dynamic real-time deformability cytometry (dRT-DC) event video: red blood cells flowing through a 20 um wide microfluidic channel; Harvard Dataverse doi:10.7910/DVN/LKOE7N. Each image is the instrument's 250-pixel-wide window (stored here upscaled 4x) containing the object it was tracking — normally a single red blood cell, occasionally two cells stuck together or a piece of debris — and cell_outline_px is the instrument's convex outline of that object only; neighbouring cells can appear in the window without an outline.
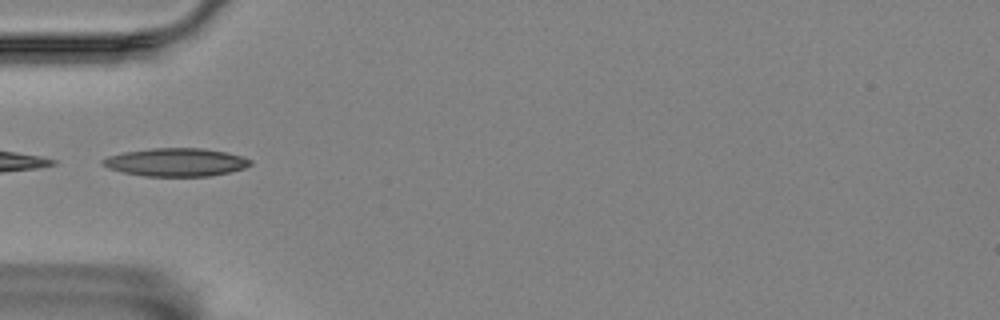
{"species": "Egyptian fruit bat (a non-hibernating species)", "species_latin": "Rousettus aegyptiacus", "temperature_condition": "room temperature", "stored_images_in_passage": 11, "camera_frame_rate_fps": 3000, "um_per_image_px": 0.085, "animal": {"sex": "female"}, "frame": {"image": 1, "passage_image": 5, "time_ms": 5.667, "image_size_px": [1000, 320], "cell_outline_px": [[252, 164], [244, 168], [228, 172], [208, 176], [144, 176], [124, 172], [108, 168], [100, 164], [100, 160], [108, 156], [124, 152], [152, 148], [204, 148], [228, 152], [252, 160]], "centroid_in_image_um": [14.94, 13.78], "position_along_channel_um": 70.1, "area_um2": 24.22}}
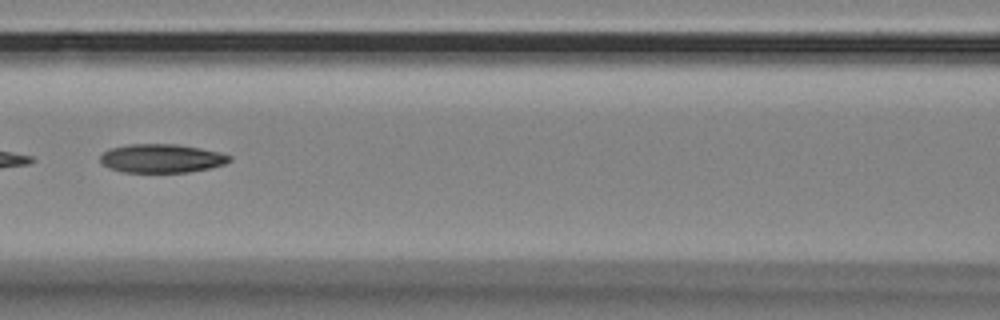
{"frame": {"image": 2, "passage_image": 7, "time_ms": 8.0, "image_size_px": [1000, 320], "cell_outline_px": [[232, 160], [224, 164], [208, 168], [188, 172], [120, 172], [108, 168], [100, 164], [100, 156], [104, 152], [112, 148], [128, 144], [176, 144], [200, 148], [220, 152], [232, 156]], "centroid_in_image_um": [13.71, 13.46], "position_along_channel_um": 152.9, "area_um2": 21.68}}
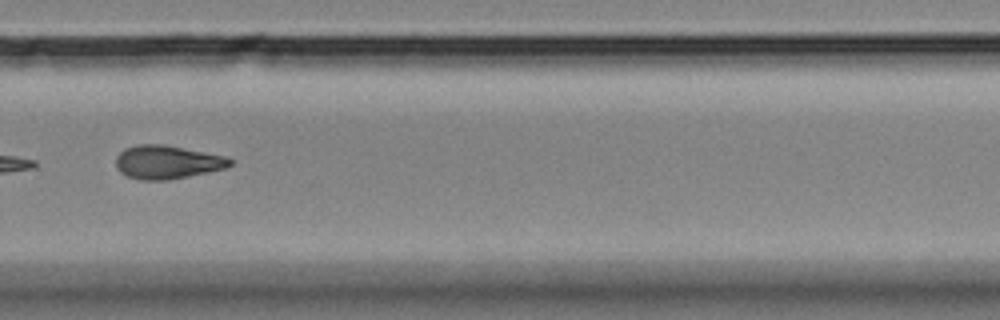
{"frame": {"image": 3, "passage_image": 11, "time_ms": 12.667, "image_size_px": [1000, 320], "cell_outline_px": [[232, 164], [228, 168], [168, 180], [144, 180], [128, 176], [120, 172], [116, 164], [116, 156], [124, 148], [136, 144], [164, 144], [228, 156], [232, 160]], "centroid_in_image_um": [14.24, 13.76], "position_along_channel_um": 315.6, "area_um2": 22.43}}